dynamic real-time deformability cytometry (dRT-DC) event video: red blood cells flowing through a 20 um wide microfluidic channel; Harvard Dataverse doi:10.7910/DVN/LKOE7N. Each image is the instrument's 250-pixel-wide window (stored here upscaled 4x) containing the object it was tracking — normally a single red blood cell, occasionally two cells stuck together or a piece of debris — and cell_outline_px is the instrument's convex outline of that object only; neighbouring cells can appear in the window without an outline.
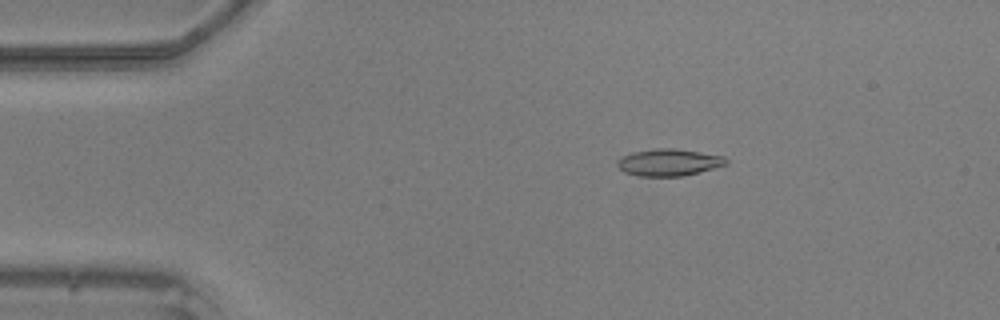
{"species": "common noctule bat (a hibernating species)", "species_latin": "Nyctalus noctula", "temperature_condition": "warm", "stored_images_in_passage": 49, "camera_frame_rate_fps": 3000, "um_per_image_px": 0.085, "animal": {"sex": "male", "body_mass_g": 20.5, "forearm_length_mm": 52.5}, "frame": {"image": 1, "passage_image": 9, "time_ms": 2.667, "image_size_px": [1000, 320], "cell_outline_px": [[728, 164], [684, 176], [640, 176], [624, 172], [616, 164], [616, 160], [620, 156], [632, 152], [656, 148], [676, 148], [724, 156], [728, 160]], "centroid_in_image_um": [56.83, 13.79], "position_along_channel_um": 28.2, "area_um2": 17.22}}
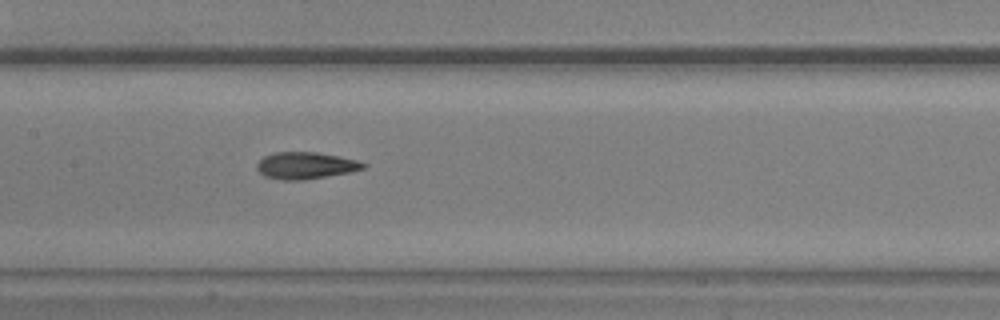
{"frame": {"image": 2, "passage_image": 24, "time_ms": 7.667, "image_size_px": [1000, 320], "cell_outline_px": [[368, 164], [364, 168], [348, 172], [304, 180], [280, 180], [264, 176], [256, 168], [256, 164], [264, 156], [276, 152], [316, 152], [356, 160]], "centroid_in_image_um": [25.93, 14.07], "position_along_channel_um": 181.5, "area_um2": 16.47}}
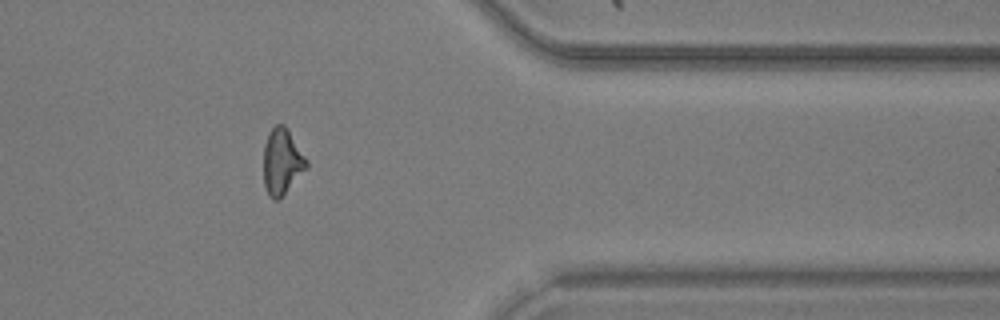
{"frame": {"image": 3, "passage_image": 40, "time_ms": 13.0, "image_size_px": [1000, 320], "cell_outline_px": [[308, 168], [280, 200], [272, 200], [268, 196], [264, 184], [264, 144], [268, 132], [276, 124], [284, 124], [288, 128], [308, 160]], "centroid_in_image_um": [23.99, 13.76], "position_along_channel_um": 387.4, "area_um2": 16.99}}